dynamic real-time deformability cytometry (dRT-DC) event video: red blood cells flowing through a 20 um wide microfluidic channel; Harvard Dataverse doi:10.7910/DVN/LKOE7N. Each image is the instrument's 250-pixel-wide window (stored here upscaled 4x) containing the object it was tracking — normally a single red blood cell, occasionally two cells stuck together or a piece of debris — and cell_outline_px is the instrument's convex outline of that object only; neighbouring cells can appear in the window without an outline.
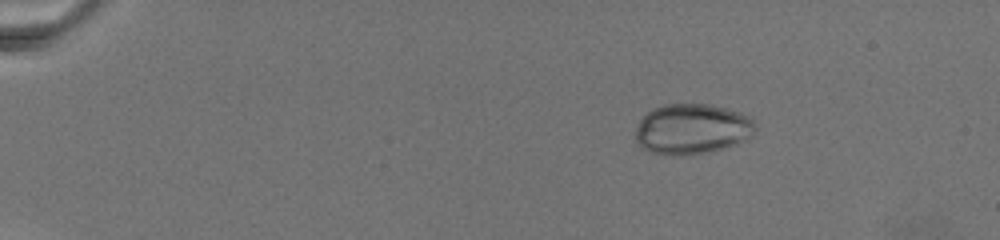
{"species": "common noctule bat (a hibernating species)", "species_latin": "Nyctalus noctula", "temperature_condition": "warm", "stored_images_in_passage": 78, "camera_frame_rate_fps": 3000, "um_per_image_px": 0.085, "animal": {"sex": "female", "body_mass_g": 19.5, "forearm_length_mm": 54.1}, "frame": {"image": 1, "passage_image": 1, "time_ms": 0.0, "image_size_px": [1000, 240], "cell_outline_px": [[756, 128], [752, 136], [732, 144], [720, 148], [704, 152], [680, 156], [672, 156], [652, 152], [644, 148], [636, 140], [636, 128], [640, 120], [648, 112], [664, 104], [708, 104], [740, 112], [752, 120]], "centroid_in_image_um": [58.8, 10.96], "position_along_channel_um": 26.2, "area_um2": 34.56}}
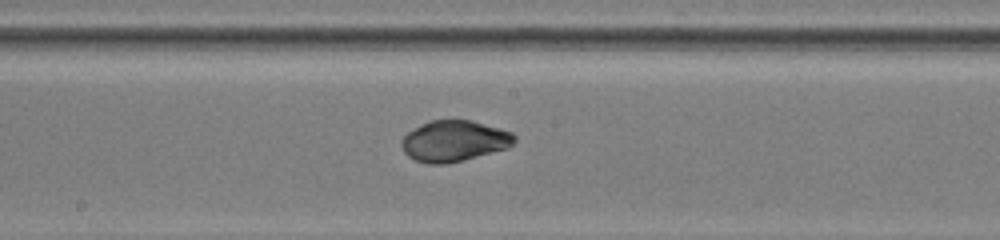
{"frame": {"image": 2, "passage_image": 51, "time_ms": 10.333, "image_size_px": [1000, 240], "cell_outline_px": [[516, 140], [508, 148], [464, 160], [444, 164], [428, 164], [416, 160], [408, 156], [404, 152], [400, 144], [400, 140], [408, 132], [420, 124], [428, 120], [472, 120], [512, 132], [516, 136]], "centroid_in_image_um": [38.59, 11.98], "position_along_channel_um": 209.6, "area_um2": 27.11}}
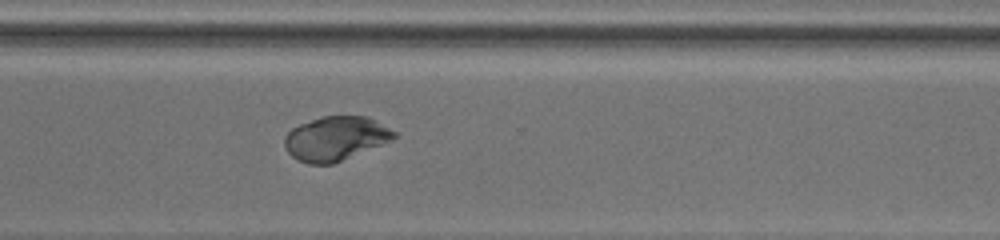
{"frame": {"image": 3, "passage_image": 77, "time_ms": 15.0, "image_size_px": [1000, 240], "cell_outline_px": [[396, 136], [392, 140], [332, 164], [308, 164], [292, 156], [284, 148], [284, 136], [292, 128], [300, 124], [320, 116], [368, 116], [396, 132]], "centroid_in_image_um": [28.5, 11.76], "position_along_channel_um": 342.1, "area_um2": 28.03}}